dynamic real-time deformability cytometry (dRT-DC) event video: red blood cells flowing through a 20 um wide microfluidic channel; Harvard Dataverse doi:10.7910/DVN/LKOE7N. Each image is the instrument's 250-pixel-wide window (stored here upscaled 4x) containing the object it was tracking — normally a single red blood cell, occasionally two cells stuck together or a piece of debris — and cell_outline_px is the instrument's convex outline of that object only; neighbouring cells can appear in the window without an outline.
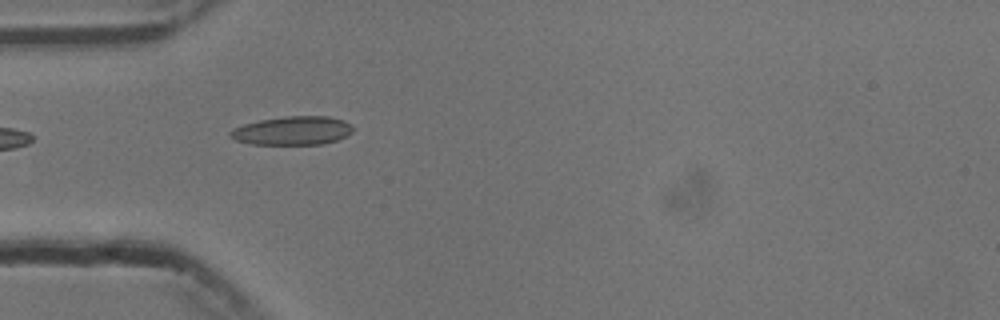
{"species": "common noctule bat (a hibernating species)", "species_latin": "Nyctalus noctula", "temperature_condition": "cold", "stored_images_in_passage": 21, "camera_frame_rate_fps": 3000, "um_per_image_px": 0.085, "animal": {"sex": "male", "body_mass_g": 13.3}, "frame": {"image": 1, "passage_image": 1, "time_ms": 0.0, "image_size_px": [1000, 320], "cell_outline_px": [[356, 128], [352, 132], [336, 140], [324, 144], [252, 144], [236, 140], [228, 136], [228, 132], [232, 128], [244, 124], [260, 120], [284, 116], [328, 116], [344, 120], [352, 124]], "centroid_in_image_um": [24.87, 11.1], "position_along_channel_um": 60.1, "area_um2": 20.63}}
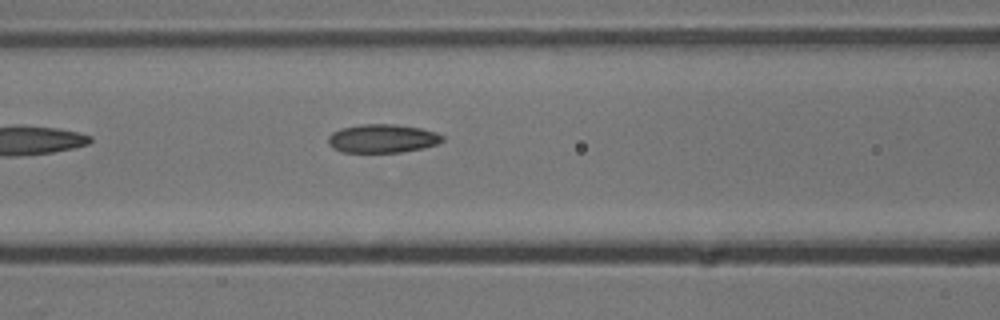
{"frame": {"image": 2, "passage_image": 7, "time_ms": 2.0, "image_size_px": [1000, 320], "cell_outline_px": [[444, 140], [436, 144], [424, 148], [400, 152], [340, 152], [332, 148], [328, 144], [328, 136], [332, 132], [340, 128], [360, 124], [396, 124], [420, 128], [436, 132], [444, 136]], "centroid_in_image_um": [32.48, 11.77], "position_along_channel_um": 134.1, "area_um2": 19.19}}
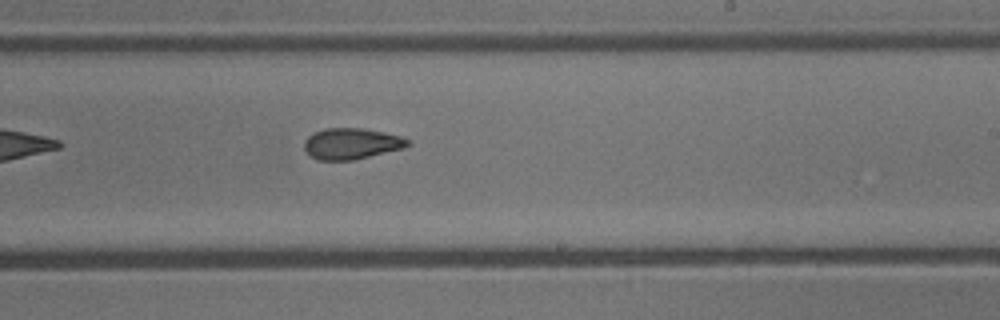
{"frame": {"image": 3, "passage_image": 17, "time_ms": 5.333, "image_size_px": [1000, 320], "cell_outline_px": [[412, 144], [404, 148], [352, 160], [316, 160], [308, 156], [304, 148], [304, 140], [308, 136], [324, 128], [360, 128], [384, 132], [400, 136], [412, 140]], "centroid_in_image_um": [29.87, 12.21], "position_along_channel_um": 259.1, "area_um2": 18.9}}